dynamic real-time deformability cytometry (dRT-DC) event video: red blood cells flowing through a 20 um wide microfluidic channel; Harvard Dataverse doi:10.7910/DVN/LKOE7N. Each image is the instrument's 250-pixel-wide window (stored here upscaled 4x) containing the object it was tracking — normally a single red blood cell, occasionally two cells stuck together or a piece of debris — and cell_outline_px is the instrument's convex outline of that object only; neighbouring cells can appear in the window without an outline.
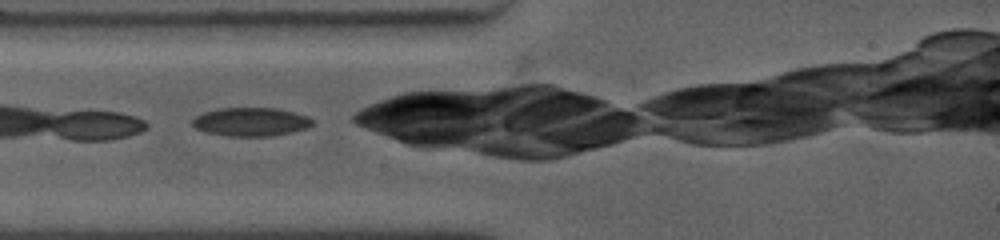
{"species": "common noctule bat (a hibernating species)", "species_latin": "Nyctalus noctula", "temperature_condition": "warm", "stored_images_in_passage": 17, "camera_frame_rate_fps": 4500, "um_per_image_px": 0.085, "animal": {"sex": "female", "body_mass_g": 19.0, "forearm_length_mm": 53.3}, "frame": {"image": 1, "passage_image": 1, "time_ms": 0.0, "image_size_px": [1000, 240], "cell_outline_px": [[312, 124], [308, 128], [292, 132], [272, 136], [228, 136], [204, 132], [196, 128], [192, 124], [192, 120], [196, 116], [204, 112], [216, 108], [276, 108], [308, 116], [312, 120]], "centroid_in_image_um": [21.3, 10.36], "position_along_channel_um": 63.7, "area_um2": 20.0}}